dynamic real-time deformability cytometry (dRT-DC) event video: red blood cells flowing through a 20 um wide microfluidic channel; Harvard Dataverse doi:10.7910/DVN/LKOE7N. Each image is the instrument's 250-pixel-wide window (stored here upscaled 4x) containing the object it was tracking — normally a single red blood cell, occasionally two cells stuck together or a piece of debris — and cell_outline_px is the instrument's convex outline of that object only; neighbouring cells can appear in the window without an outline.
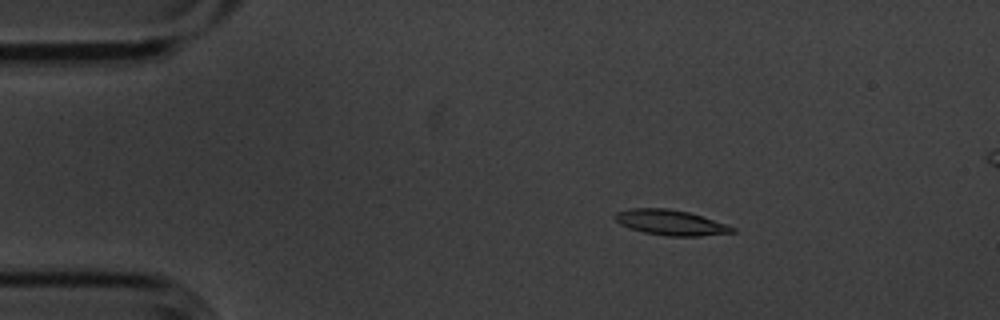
{"species": "common noctule bat (a hibernating species)", "species_latin": "Nyctalus noctula", "temperature_condition": "cold", "stored_images_in_passage": 4, "segment_of_instrument_passage": [1, 2], "camera_frame_rate_fps": 3000, "um_per_image_px": 0.085, "animal": {"sex": "male", "body_mass_g": 20.1, "forearm_length_mm": 53.5}, "frame": {"image": 1, "passage_image": 1, "time_ms": 0.0, "image_size_px": [1000, 320], "cell_outline_px": [[736, 232], [700, 236], [668, 236], [644, 232], [620, 224], [616, 220], [616, 212], [632, 208], [668, 208], [688, 212], [728, 224], [736, 228]], "centroid_in_image_um": [57.06, 18.91], "position_along_channel_um": 27.9, "area_um2": 17.17}}